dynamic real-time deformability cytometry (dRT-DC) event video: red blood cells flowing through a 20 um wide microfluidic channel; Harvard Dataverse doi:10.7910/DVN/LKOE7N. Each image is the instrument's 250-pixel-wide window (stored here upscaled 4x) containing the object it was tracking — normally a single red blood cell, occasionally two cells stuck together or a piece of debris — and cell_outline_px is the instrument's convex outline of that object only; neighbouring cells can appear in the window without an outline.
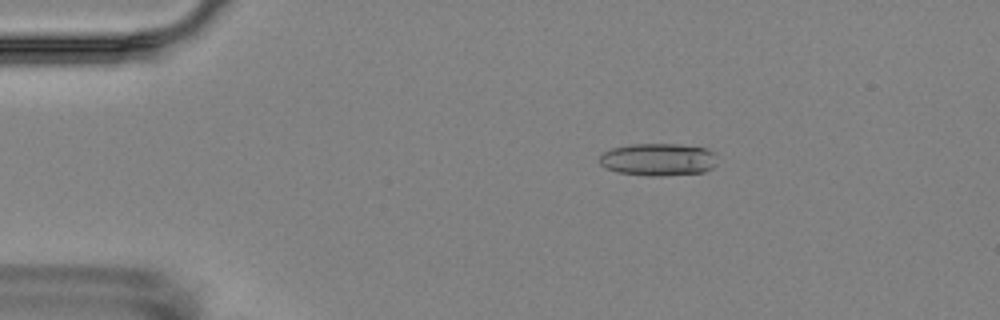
{"species": "Egyptian fruit bat (a non-hibernating species)", "species_latin": "Rousettus aegyptiacus", "temperature_condition": "room temperature", "stored_images_in_passage": 6, "camera_frame_rate_fps": 3000, "um_per_image_px": 0.085, "animal": {"sex": "female"}, "frame": {"image": 1, "passage_image": 3, "time_ms": 2.333, "image_size_px": [1000, 320], "cell_outline_px": [[716, 164], [712, 168], [704, 172], [664, 176], [644, 176], [616, 172], [600, 164], [600, 156], [604, 152], [612, 148], [628, 144], [680, 144], [708, 148], [716, 152]], "centroid_in_image_um": [55.99, 13.56], "position_along_channel_um": 29.0, "area_um2": 22.66}}
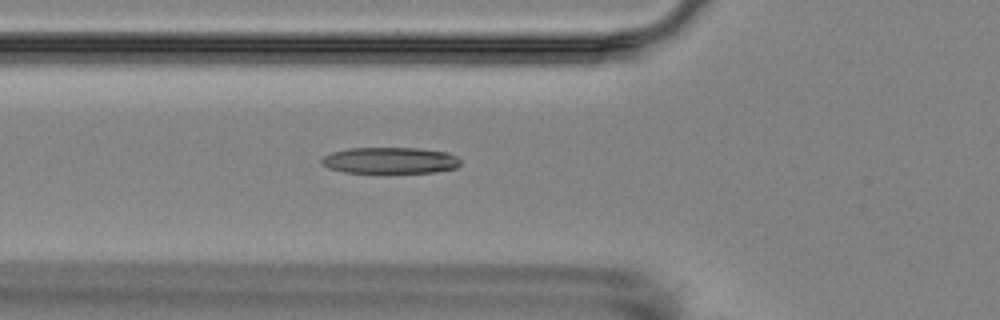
{"frame": {"image": 2, "passage_image": 6, "time_ms": 5.667, "image_size_px": [1000, 320], "cell_outline_px": [[460, 164], [456, 168], [436, 172], [344, 172], [328, 168], [320, 164], [320, 160], [324, 156], [332, 152], [348, 148], [416, 148], [448, 152], [456, 156], [460, 160]], "centroid_in_image_um": [33.14, 13.63], "position_along_channel_um": 92.7, "area_um2": 21.27}}